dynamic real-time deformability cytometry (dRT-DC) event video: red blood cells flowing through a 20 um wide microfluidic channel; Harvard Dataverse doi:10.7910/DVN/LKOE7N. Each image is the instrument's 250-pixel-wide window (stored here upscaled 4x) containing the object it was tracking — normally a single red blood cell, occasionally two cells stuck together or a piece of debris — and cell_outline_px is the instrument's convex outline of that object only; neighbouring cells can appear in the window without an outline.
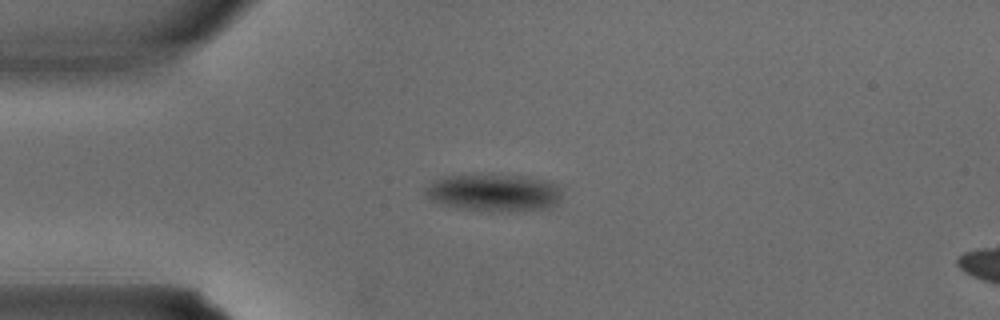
{"species": "common noctule bat (a hibernating species)", "species_latin": "Nyctalus noctula", "temperature_condition": "warm", "stored_images_in_passage": 3, "segment_of_instrument_passage": [1, 2], "camera_frame_rate_fps": 3000, "um_per_image_px": 0.085, "animal": {"sex": "male", "body_mass_g": 15.6}, "frame": {"image": 1, "passage_image": 2, "time_ms": 0.333, "image_size_px": [1000, 320], "cell_outline_px": [[564, 188], [560, 200], [548, 208], [508, 212], [480, 212], [460, 208], [444, 204], [432, 200], [424, 192], [424, 188], [432, 180], [444, 176], [480, 172], [492, 172], [528, 176], [552, 180], [560, 184]], "centroid_in_image_um": [42.04, 16.32], "position_along_channel_um": 43.0, "area_um2": 31.62}}